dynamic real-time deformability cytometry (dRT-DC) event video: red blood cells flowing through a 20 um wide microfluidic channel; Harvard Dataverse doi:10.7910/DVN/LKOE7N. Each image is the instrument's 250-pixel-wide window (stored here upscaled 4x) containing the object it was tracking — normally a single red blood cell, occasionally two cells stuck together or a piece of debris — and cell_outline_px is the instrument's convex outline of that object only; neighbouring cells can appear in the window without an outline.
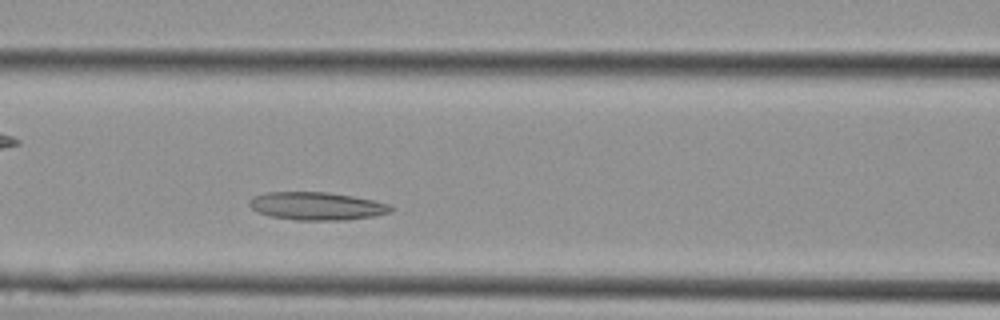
{"species": "Egyptian fruit bat (a non-hibernating species)", "species_latin": "Rousettus aegyptiacus", "temperature_condition": "cold", "stored_images_in_passage": 5, "camera_frame_rate_fps": 3000, "um_per_image_px": 0.085, "animal": {"sex": "female"}, "frame": {"image": 1, "passage_image": 5, "time_ms": 1.333, "image_size_px": [1000, 320], "cell_outline_px": [[396, 208], [392, 212], [376, 216], [348, 220], [296, 220], [272, 216], [256, 212], [248, 204], [248, 200], [252, 196], [264, 192], [328, 192], [352, 196], [372, 200], [388, 204]], "centroid_in_image_um": [26.92, 17.51], "position_along_channel_um": 139.7, "area_um2": 23.29}}